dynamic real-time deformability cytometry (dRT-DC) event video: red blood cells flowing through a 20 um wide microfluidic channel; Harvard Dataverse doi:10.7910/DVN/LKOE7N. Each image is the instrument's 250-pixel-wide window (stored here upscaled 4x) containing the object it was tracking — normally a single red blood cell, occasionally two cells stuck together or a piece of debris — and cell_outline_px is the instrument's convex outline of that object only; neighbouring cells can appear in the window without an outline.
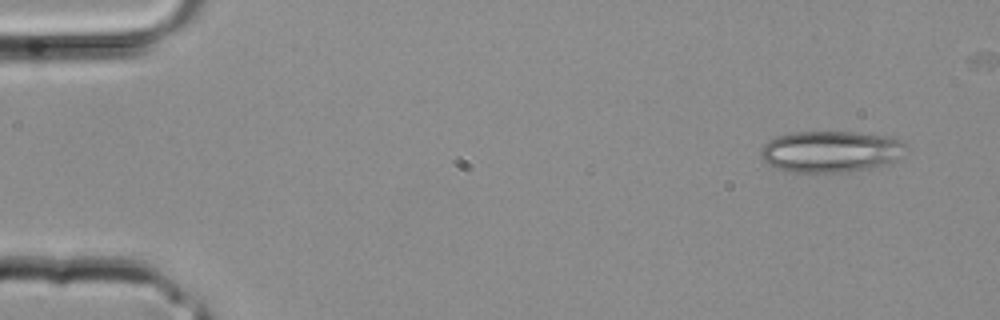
{"species": "common noctule bat (a hibernating species)", "species_latin": "Nyctalus noctula", "temperature_condition": "room temperature", "stored_images_in_passage": 3, "camera_frame_rate_fps": 3000, "um_per_image_px": 0.085, "animal": {"sex": "male", "body_mass_g": 20.4}, "frame": {"image": 1, "passage_image": 3, "time_ms": 0.667, "image_size_px": [1000, 320], "cell_outline_px": [[904, 144], [896, 160], [884, 164], [868, 168], [848, 172], [788, 172], [776, 168], [768, 164], [760, 156], [760, 148], [768, 140], [776, 136], [792, 132], [852, 132], [888, 136], [904, 140]], "centroid_in_image_um": [70.53, 12.87], "position_along_channel_um": 14.5, "area_um2": 34.91}}